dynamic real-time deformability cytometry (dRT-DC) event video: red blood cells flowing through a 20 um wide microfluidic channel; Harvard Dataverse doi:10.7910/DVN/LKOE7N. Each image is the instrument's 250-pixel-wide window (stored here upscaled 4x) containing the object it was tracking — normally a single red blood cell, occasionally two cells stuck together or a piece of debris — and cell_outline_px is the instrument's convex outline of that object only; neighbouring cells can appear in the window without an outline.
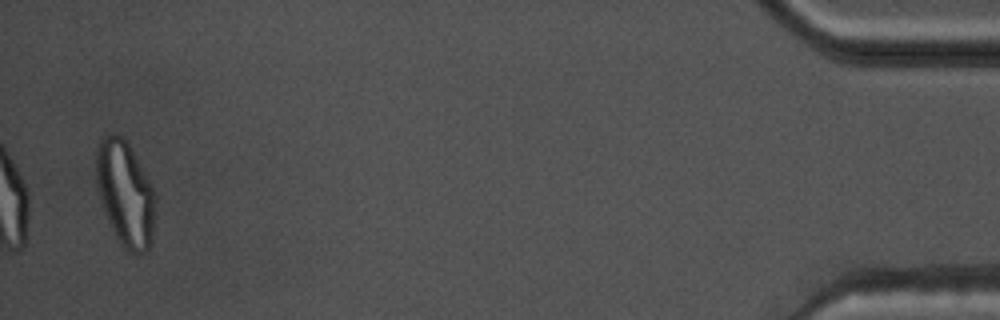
{"species": "common noctule bat (a hibernating species)", "species_latin": "Nyctalus noctula", "temperature_condition": "warm", "stored_images_in_passage": 39, "camera_frame_rate_fps": 3000, "um_per_image_px": 0.085, "animal": {"sex": "male", "body_mass_g": 17.5, "forearm_length_mm": 52.3}, "frame": {"image": 1, "passage_image": 39, "time_ms": 12.667, "image_size_px": [1000, 320], "cell_outline_px": [[156, 208], [152, 244], [148, 252], [144, 256], [140, 256], [128, 252], [124, 248], [116, 236], [112, 228], [104, 208], [100, 196], [96, 180], [96, 152], [100, 140], [104, 136], [112, 132], [116, 132], [128, 144], [156, 192]], "centroid_in_image_um": [10.7, 16.52], "position_along_channel_um": 424.5, "area_um2": 36.53}, "authors_computed_cell_mechanics": {"area_um2": 24.1026, "velocity_mm_per_s": 3.7107, "shape_relaxation_time_tau1_ms": null, "shape_relaxation_time_tau2_ms": 0.9034, "deformation_change_tau1": null, "deformation_change_tau2": 0.0888}}